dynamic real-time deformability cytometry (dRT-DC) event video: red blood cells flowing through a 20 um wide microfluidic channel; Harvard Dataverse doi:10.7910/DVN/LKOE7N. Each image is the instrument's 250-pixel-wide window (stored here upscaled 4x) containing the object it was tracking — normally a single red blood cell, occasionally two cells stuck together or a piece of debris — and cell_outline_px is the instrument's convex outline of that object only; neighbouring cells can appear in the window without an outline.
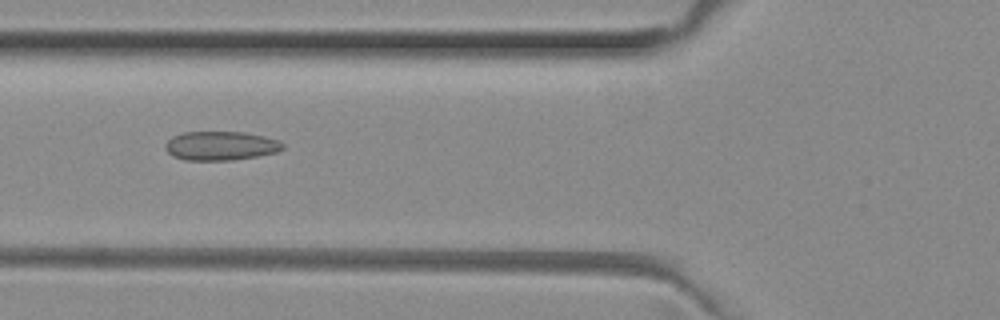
{"species": "common noctule bat (a hibernating species)", "species_latin": "Nyctalus noctula", "temperature_condition": "room temperature", "stored_images_in_passage": 51, "camera_frame_rate_fps": 3000, "um_per_image_px": 0.085, "animal": {"sex": "female", "body_mass_g": 29.2, "forearm_length_mm": 56.3}, "frame": {"image": 1, "passage_image": 19, "time_ms": 6.0, "image_size_px": [1000, 320], "cell_outline_px": [[284, 148], [276, 152], [256, 156], [232, 160], [184, 160], [172, 156], [164, 148], [164, 144], [172, 136], [184, 132], [244, 132], [264, 136], [280, 140], [284, 144]], "centroid_in_image_um": [18.74, 12.39], "position_along_channel_um": 107.1, "area_um2": 19.94}}
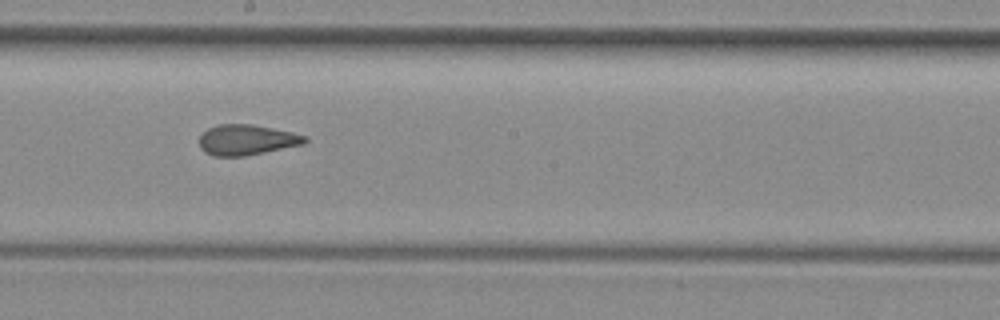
{"frame": {"image": 2, "passage_image": 28, "time_ms": 9.0, "image_size_px": [1000, 320], "cell_outline_px": [[308, 140], [304, 144], [244, 156], [212, 156], [204, 152], [200, 148], [200, 136], [208, 128], [220, 124], [252, 124], [292, 132], [308, 136]], "centroid_in_image_um": [20.97, 11.89], "position_along_channel_um": 227.2, "area_um2": 18.73}}
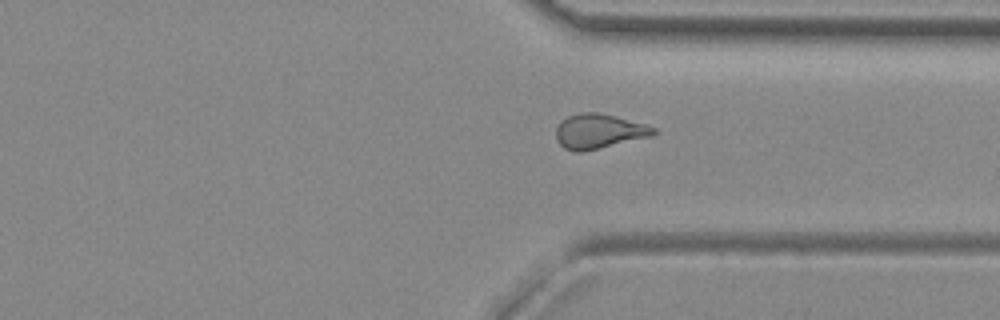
{"frame": {"image": 3, "passage_image": 38, "time_ms": 12.333, "image_size_px": [1000, 320], "cell_outline_px": [[656, 132], [652, 136], [580, 152], [576, 152], [564, 148], [556, 140], [556, 128], [560, 120], [568, 116], [580, 112], [596, 112], [616, 116], [644, 124], [656, 128]], "centroid_in_image_um": [50.87, 11.15], "position_along_channel_um": 360.5, "area_um2": 19.59}, "authors_computed_cell_mechanics": {"area_um2": 19.5942, "velocity_mm_per_s": 4.0014, "shape_relaxation_time_tau1_ms": null, "shape_relaxation_time_tau2_ms": 2.0381, "deformation_change_tau1": null, "deformation_change_tau2": 0.0813}}